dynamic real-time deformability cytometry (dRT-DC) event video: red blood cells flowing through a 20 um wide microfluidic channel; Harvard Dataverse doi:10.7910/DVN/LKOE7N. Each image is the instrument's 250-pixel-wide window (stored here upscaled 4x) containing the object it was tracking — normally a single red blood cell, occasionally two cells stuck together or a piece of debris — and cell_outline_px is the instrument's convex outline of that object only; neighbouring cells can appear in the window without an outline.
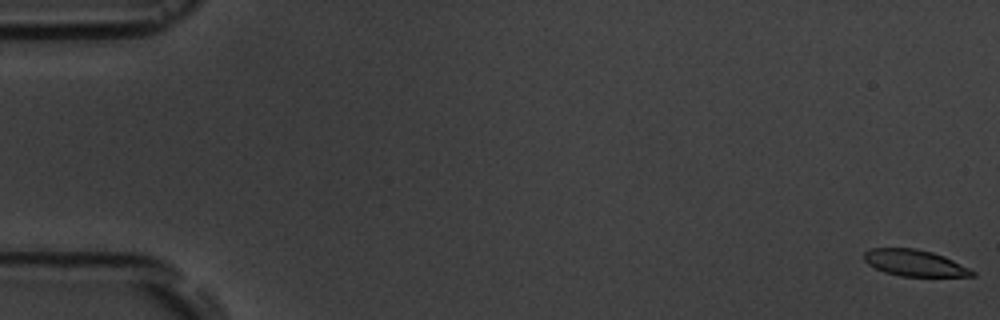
{"species": "common noctule bat (a hibernating species)", "species_latin": "Nyctalus noctula", "temperature_condition": "room temperature", "stored_images_in_passage": 17, "camera_frame_rate_fps": 3000, "um_per_image_px": 0.085, "animal": {"sex": "male", "body_mass_g": 19.5, "forearm_length_mm": 54.6}, "frame": {"image": 1, "passage_image": 1, "time_ms": 0.0, "image_size_px": [1000, 320], "cell_outline_px": [[976, 276], [900, 276], [884, 272], [868, 264], [864, 260], [864, 252], [872, 248], [916, 248], [932, 252], [944, 256], [976, 272]], "centroid_in_image_um": [77.73, 22.35], "position_along_channel_um": 7.3, "area_um2": 16.53}}
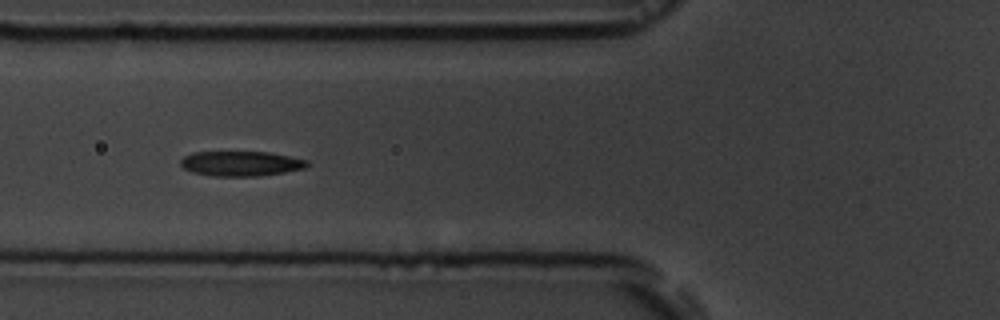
{"frame": {"image": 2, "passage_image": 7, "time_ms": 7.0, "image_size_px": [1000, 320], "cell_outline_px": [[308, 164], [304, 168], [284, 172], [260, 176], [208, 176], [192, 172], [184, 168], [180, 164], [180, 160], [184, 156], [192, 152], [268, 152], [308, 160]], "centroid_in_image_um": [20.43, 13.91], "position_along_channel_um": 105.4, "area_um2": 18.38}}
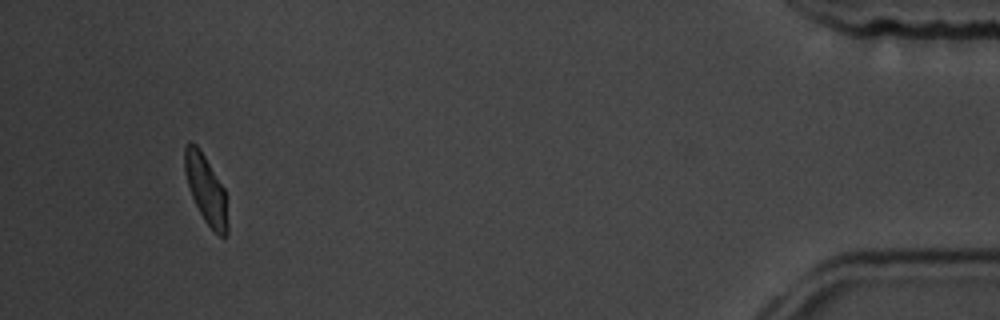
{"frame": {"image": 3, "passage_image": 16, "time_ms": 17.667, "image_size_px": [1000, 320], "cell_outline_px": [[228, 236], [220, 236], [204, 220], [192, 196], [184, 172], [184, 148], [188, 140], [192, 140], [200, 148], [224, 188], [228, 224]], "centroid_in_image_um": [17.49, 16.04], "position_along_channel_um": 417.7, "area_um2": 17.05}, "authors_computed_cell_mechanics": {"area_um2": 18.3804, "velocity_mm_per_s": 3.603, "shape_relaxation_time_tau1_ms": 2.7593, "shape_relaxation_time_tau2_ms": 1.1678, "deformation_change_tau1": 0.1118, "deformation_change_tau2": 0.0503}}